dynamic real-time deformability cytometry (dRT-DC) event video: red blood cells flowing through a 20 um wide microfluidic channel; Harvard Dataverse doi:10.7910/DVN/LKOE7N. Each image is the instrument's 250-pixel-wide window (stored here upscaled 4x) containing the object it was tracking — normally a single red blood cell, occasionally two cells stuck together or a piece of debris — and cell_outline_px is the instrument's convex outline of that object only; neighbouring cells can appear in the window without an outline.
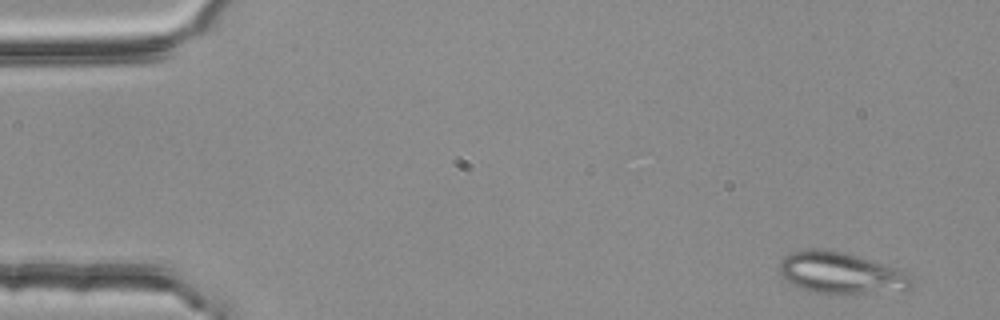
{"species": "common noctule bat (a hibernating species)", "species_latin": "Nyctalus noctula", "temperature_condition": "room temperature", "stored_images_in_passage": 4, "camera_frame_rate_fps": 3000, "um_per_image_px": 0.085, "animal": {"sex": "female", "body_mass_g": 25.1}, "frame": {"image": 1, "passage_image": 1, "time_ms": 0.0, "image_size_px": [1000, 320], "cell_outline_px": [[916, 284], [908, 292], [816, 292], [800, 288], [788, 284], [780, 276], [780, 260], [784, 256], [792, 252], [808, 248], [824, 248], [848, 252], [896, 268], [908, 276]], "centroid_in_image_um": [71.47, 23.18], "position_along_channel_um": 13.5, "area_um2": 32.25}}
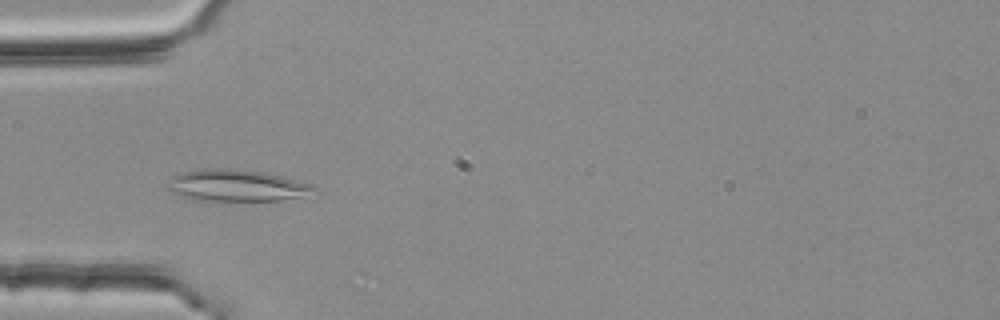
{"frame": {"image": 2, "passage_image": 4, "time_ms": 1.0, "image_size_px": [1000, 320], "cell_outline_px": [[320, 192], [280, 200], [192, 200], [172, 192], [164, 184], [168, 176], [184, 172], [204, 168], [224, 168], [264, 172], [280, 176], [308, 184], [320, 188]], "centroid_in_image_um": [20.04, 15.76], "position_along_channel_um": 65.0, "area_um2": 27.05}}